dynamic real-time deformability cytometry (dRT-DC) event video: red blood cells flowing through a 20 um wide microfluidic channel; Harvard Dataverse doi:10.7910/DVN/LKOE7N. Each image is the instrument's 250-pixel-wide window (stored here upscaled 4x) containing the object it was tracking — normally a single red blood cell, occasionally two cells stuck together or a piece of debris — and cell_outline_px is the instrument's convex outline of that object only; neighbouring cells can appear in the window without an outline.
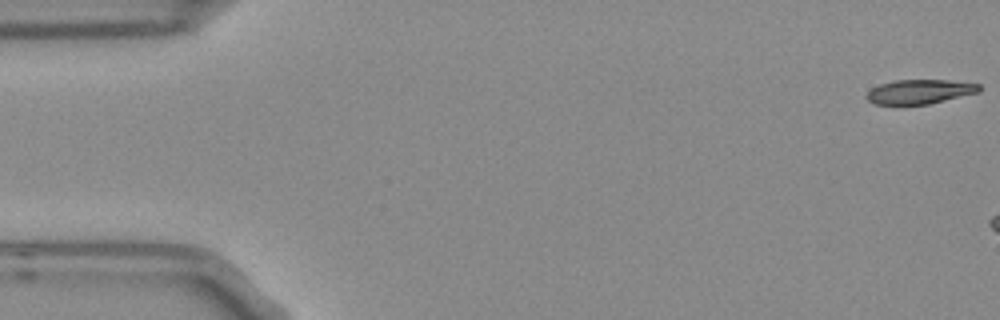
{"species": "Egyptian fruit bat (a non-hibernating species)", "species_latin": "Rousettus aegyptiacus", "temperature_condition": "room temperature", "stored_images_in_passage": 3, "camera_frame_rate_fps": 3000, "um_per_image_px": 0.085, "frame": {"image": 1, "passage_image": 1, "time_ms": 0.0, "image_size_px": [1000, 320], "cell_outline_px": [[980, 92], [928, 104], [872, 104], [864, 96], [872, 88], [880, 84], [896, 80], [948, 80], [980, 84]], "centroid_in_image_um": [78.16, 7.79], "position_along_channel_um": 6.8, "area_um2": 15.9}}